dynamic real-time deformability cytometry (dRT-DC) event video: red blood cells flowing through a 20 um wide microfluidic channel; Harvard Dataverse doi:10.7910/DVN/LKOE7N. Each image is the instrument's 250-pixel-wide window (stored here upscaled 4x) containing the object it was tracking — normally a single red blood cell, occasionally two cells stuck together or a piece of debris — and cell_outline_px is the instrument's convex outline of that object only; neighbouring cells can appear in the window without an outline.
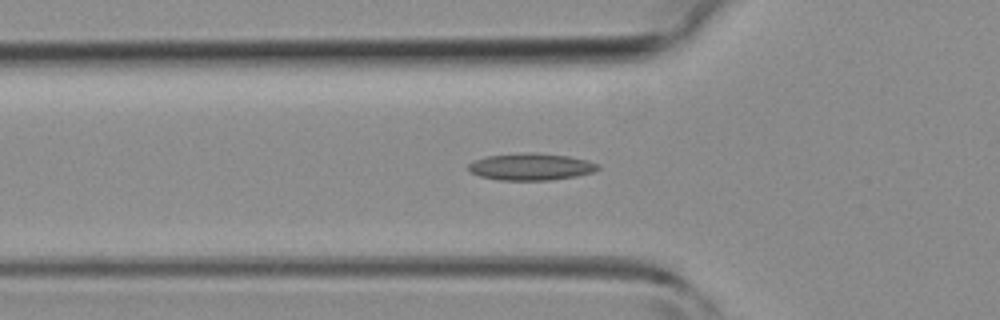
{"species": "common noctule bat (a hibernating species)", "species_latin": "Nyctalus noctula", "temperature_condition": "room temperature", "stored_images_in_passage": 40, "camera_frame_rate_fps": 3000, "um_per_image_px": 0.085, "animal": {"sex": "female", "body_mass_g": 19.3, "forearm_length_mm": 54.1}, "frame": {"image": 1, "passage_image": 15, "time_ms": 4.667, "image_size_px": [1000, 320], "cell_outline_px": [[600, 168], [596, 172], [576, 176], [548, 180], [500, 180], [480, 176], [472, 172], [468, 168], [468, 164], [472, 160], [484, 156], [524, 152], [532, 152], [568, 156], [588, 160], [600, 164]], "centroid_in_image_um": [45.15, 14.16], "position_along_channel_um": 80.7, "area_um2": 20.58}}
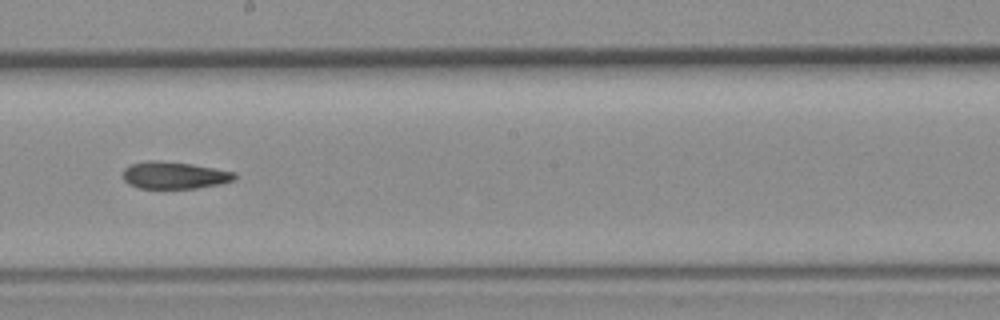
{"frame": {"image": 2, "passage_image": 25, "time_ms": 8.0, "image_size_px": [1000, 320], "cell_outline_px": [[236, 180], [220, 184], [196, 188], [140, 188], [128, 184], [124, 180], [124, 168], [128, 164], [148, 160], [156, 160], [192, 164], [236, 172]], "centroid_in_image_um": [14.82, 14.89], "position_along_channel_um": 233.4, "area_um2": 17.74}}
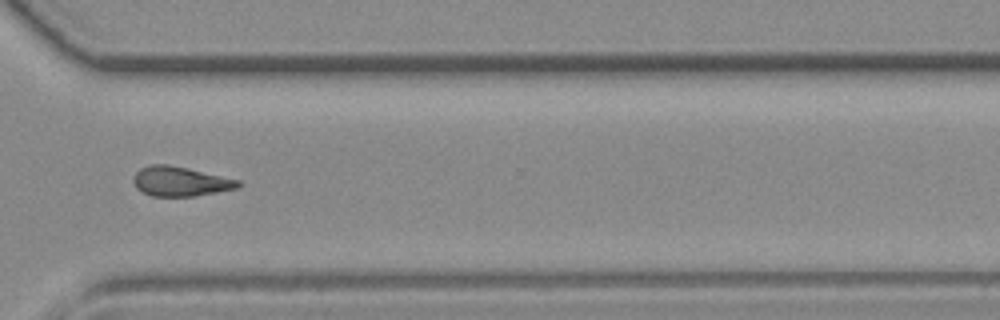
{"frame": {"image": 3, "passage_image": 33, "time_ms": 10.667, "image_size_px": [1000, 320], "cell_outline_px": [[240, 184], [236, 188], [196, 196], [152, 196], [136, 188], [132, 180], [136, 172], [140, 168], [152, 164], [168, 164], [188, 168], [240, 180]], "centroid_in_image_um": [15.3, 15.41], "position_along_channel_um": 355.3, "area_um2": 17.98}}